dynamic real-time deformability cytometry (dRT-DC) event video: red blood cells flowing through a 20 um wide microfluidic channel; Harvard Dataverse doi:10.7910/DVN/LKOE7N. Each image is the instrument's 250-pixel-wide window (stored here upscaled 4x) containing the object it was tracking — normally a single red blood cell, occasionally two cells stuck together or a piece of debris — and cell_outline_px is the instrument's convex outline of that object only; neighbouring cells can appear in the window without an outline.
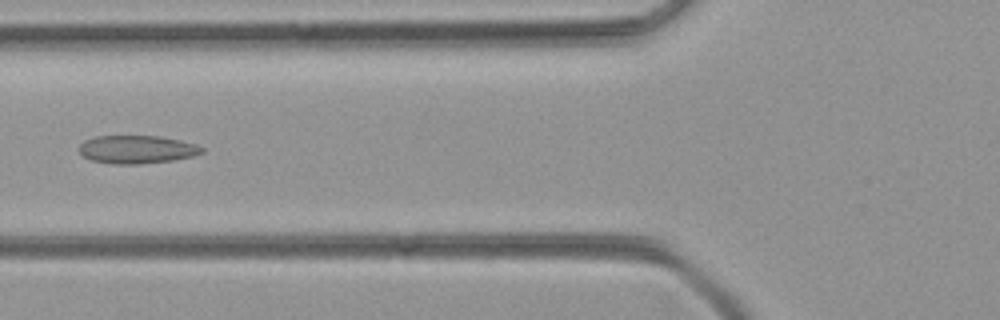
{"species": "common noctule bat (a hibernating species)", "species_latin": "Nyctalus noctula", "temperature_condition": "room temperature", "stored_images_in_passage": 51, "camera_frame_rate_fps": 3000, "um_per_image_px": 0.085, "animal": {"sex": "female", "body_mass_g": 21.9}, "frame": {"image": 1, "passage_image": 20, "time_ms": 6.333, "image_size_px": [1000, 320], "cell_outline_px": [[204, 152], [192, 156], [172, 160], [136, 164], [112, 164], [92, 160], [84, 156], [76, 148], [84, 140], [96, 136], [160, 136], [180, 140], [196, 144], [204, 148]], "centroid_in_image_um": [11.61, 12.69], "position_along_channel_um": 114.2, "area_um2": 20.11}}
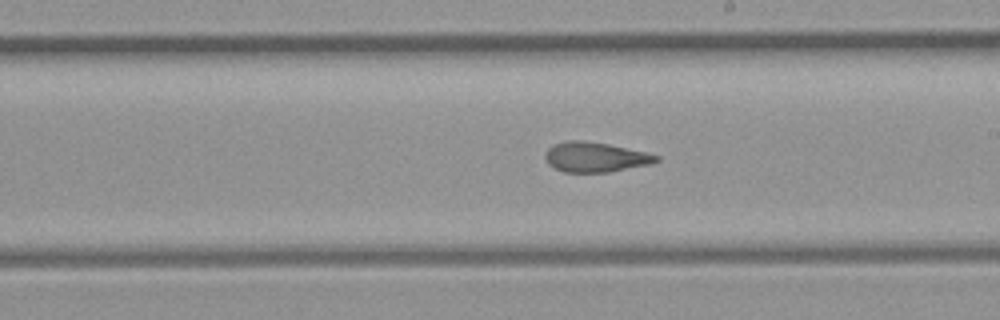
{"frame": {"image": 2, "passage_image": 29, "time_ms": 9.333, "image_size_px": [1000, 320], "cell_outline_px": [[660, 160], [652, 164], [608, 172], [564, 172], [548, 164], [544, 156], [548, 148], [556, 144], [568, 140], [580, 140], [608, 144], [644, 152], [660, 156]], "centroid_in_image_um": [50.61, 13.36], "position_along_channel_um": 238.4, "area_um2": 19.19}}
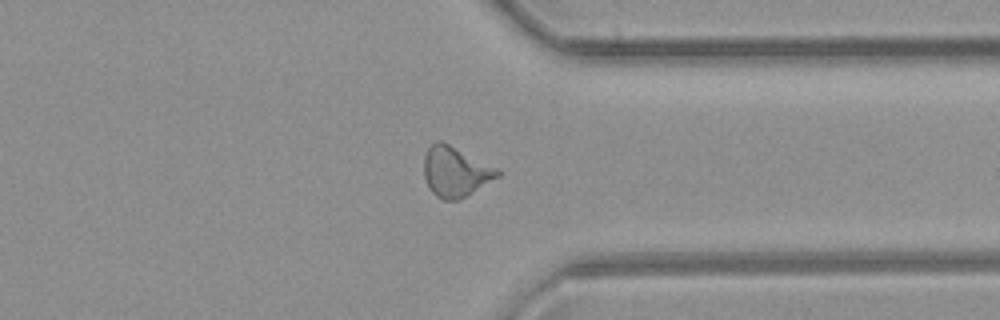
{"frame": {"image": 3, "passage_image": 39, "time_ms": 12.667, "image_size_px": [1000, 320], "cell_outline_px": [[500, 176], [464, 196], [456, 200], [444, 200], [436, 196], [432, 192], [424, 176], [424, 156], [428, 148], [436, 140], [440, 140], [500, 168]], "centroid_in_image_um": [38.72, 14.57], "position_along_channel_um": 372.7, "area_um2": 21.33}}